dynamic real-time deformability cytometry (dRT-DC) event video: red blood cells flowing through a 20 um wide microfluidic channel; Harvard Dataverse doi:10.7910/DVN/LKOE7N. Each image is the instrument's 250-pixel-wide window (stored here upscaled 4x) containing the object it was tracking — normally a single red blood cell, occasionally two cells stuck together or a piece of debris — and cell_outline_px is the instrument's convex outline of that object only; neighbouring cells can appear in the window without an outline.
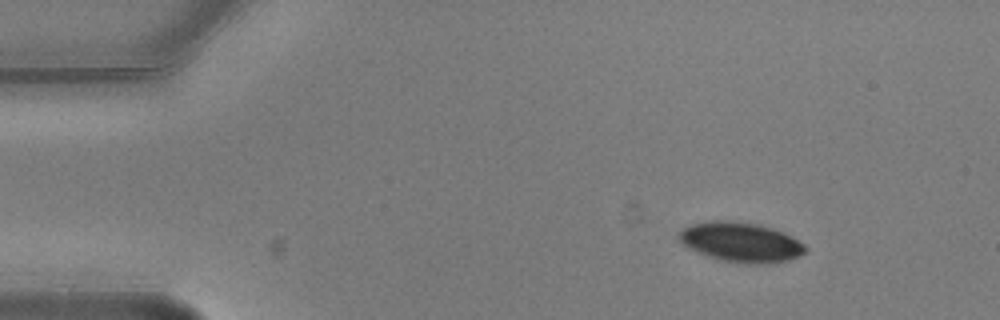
{"species": "common noctule bat (a hibernating species)", "species_latin": "Nyctalus noctula", "temperature_condition": "warm", "stored_images_in_passage": 5, "camera_frame_rate_fps": 3000, "um_per_image_px": 0.085, "animal": {"sex": "male", "body_mass_g": 20.5, "forearm_length_mm": 52.5}, "frame": {"image": 1, "passage_image": 2, "time_ms": 0.333, "image_size_px": [1000, 320], "cell_outline_px": [[808, 252], [800, 256], [788, 260], [772, 264], [744, 264], [720, 260], [696, 252], [688, 248], [676, 236], [676, 232], [692, 224], [708, 220], [728, 220], [760, 224], [784, 232], [792, 236], [804, 244], [808, 248]], "centroid_in_image_um": [62.99, 20.59], "position_along_channel_um": 22.0, "area_um2": 29.88}}